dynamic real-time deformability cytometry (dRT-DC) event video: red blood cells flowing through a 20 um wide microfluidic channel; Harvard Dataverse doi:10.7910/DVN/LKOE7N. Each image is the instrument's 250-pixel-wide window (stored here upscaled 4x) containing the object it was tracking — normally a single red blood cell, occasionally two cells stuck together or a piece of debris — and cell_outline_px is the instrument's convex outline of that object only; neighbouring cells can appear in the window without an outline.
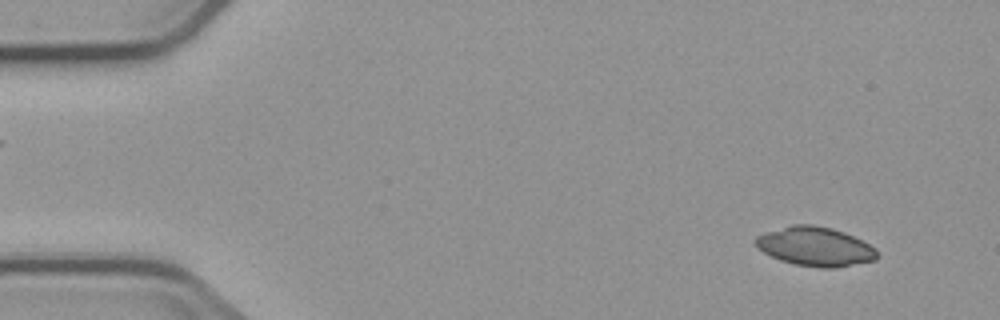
{"species": "common noctule bat (a hibernating species)", "species_latin": "Nyctalus noctula", "temperature_condition": "cold", "stored_images_in_passage": 4, "camera_frame_rate_fps": 3000, "um_per_image_px": 0.085, "animal": {"sex": "male", "body_mass_g": 23.1, "forearm_length_mm": 52.7}, "frame": {"image": 1, "passage_image": 1, "time_ms": 0.0, "image_size_px": [1000, 320], "cell_outline_px": [[880, 256], [876, 260], [836, 268], [820, 268], [796, 264], [780, 260], [764, 252], [752, 244], [752, 240], [756, 236], [764, 232], [792, 224], [812, 224], [832, 228], [844, 232], [876, 248]], "centroid_in_image_um": [69.27, 20.95], "position_along_channel_um": 15.7, "area_um2": 27.98}}